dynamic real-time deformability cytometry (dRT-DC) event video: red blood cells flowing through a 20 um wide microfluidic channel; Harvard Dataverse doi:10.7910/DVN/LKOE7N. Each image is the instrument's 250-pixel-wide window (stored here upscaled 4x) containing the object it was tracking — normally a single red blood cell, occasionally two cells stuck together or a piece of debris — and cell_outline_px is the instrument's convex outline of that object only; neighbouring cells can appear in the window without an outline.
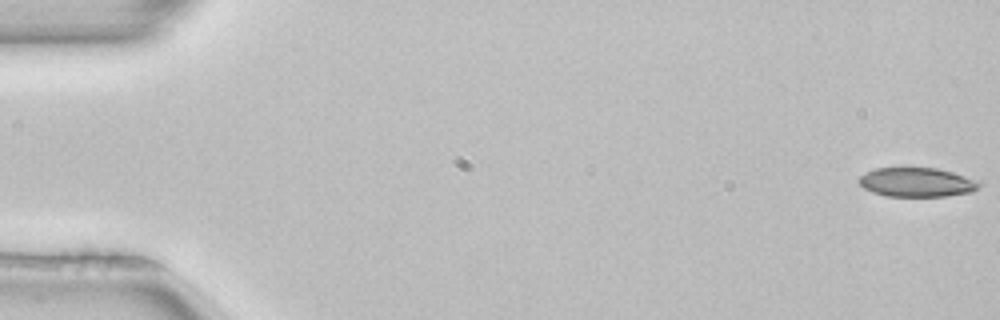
{"species": "common noctule bat (a hibernating species)", "species_latin": "Nyctalus noctula", "temperature_condition": "room temperature", "stored_images_in_passage": 52, "camera_frame_rate_fps": 3000, "um_per_image_px": 0.085, "animal": {"sex": "female", "body_mass_g": 22.7, "forearm_length_mm": 54.2}, "frame": {"image": 1, "passage_image": 1, "time_ms": 0.0, "image_size_px": [1000, 320], "cell_outline_px": [[984, 184], [972, 192], [944, 196], [888, 196], [872, 192], [864, 188], [856, 180], [864, 172], [876, 168], [936, 168], [952, 172], [980, 180]], "centroid_in_image_um": [77.95, 15.49], "position_along_channel_um": 7.0, "area_um2": 20.63}}
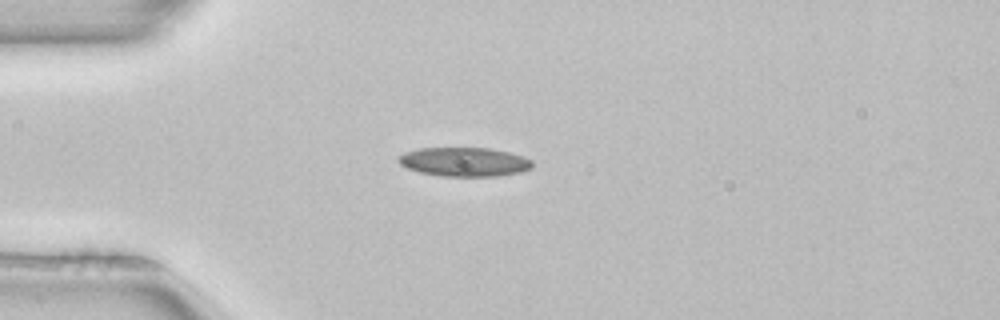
{"frame": {"image": 2, "passage_image": 14, "time_ms": 4.333, "image_size_px": [1000, 320], "cell_outline_px": [[532, 168], [520, 172], [496, 176], [440, 176], [420, 172], [408, 168], [400, 164], [396, 160], [396, 156], [404, 152], [420, 148], [492, 148], [524, 156], [532, 160]], "centroid_in_image_um": [39.45, 13.75], "position_along_channel_um": 45.6, "area_um2": 22.77}}
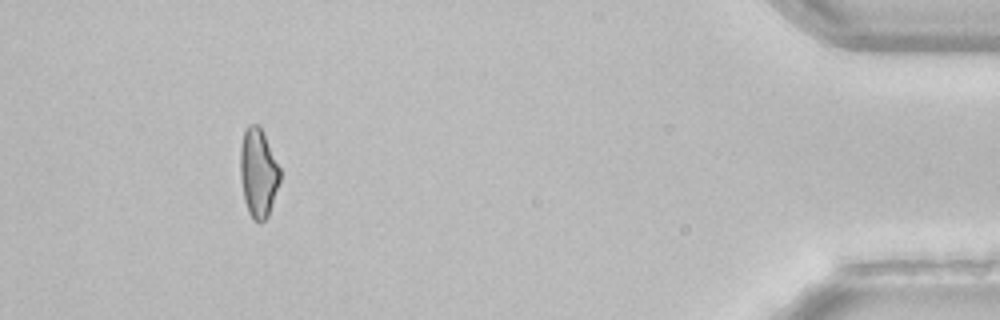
{"frame": {"image": 3, "passage_image": 48, "time_ms": 15.667, "image_size_px": [1000, 320], "cell_outline_px": [[280, 180], [268, 216], [264, 220], [252, 220], [248, 212], [244, 200], [240, 176], [240, 148], [244, 132], [248, 124], [260, 124], [280, 168]], "centroid_in_image_um": [21.94, 14.66], "position_along_channel_um": 413.3, "area_um2": 20.58}}